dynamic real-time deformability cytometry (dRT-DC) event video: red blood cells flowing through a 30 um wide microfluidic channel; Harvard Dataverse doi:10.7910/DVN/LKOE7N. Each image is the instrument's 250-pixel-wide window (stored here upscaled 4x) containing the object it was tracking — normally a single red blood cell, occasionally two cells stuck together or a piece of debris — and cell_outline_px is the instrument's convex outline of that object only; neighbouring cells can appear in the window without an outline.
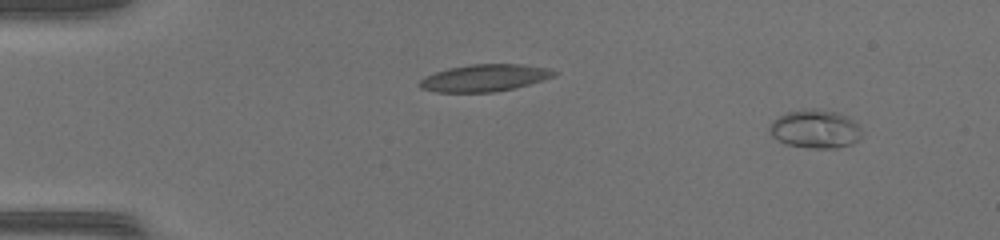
{"species": "common noctule bat (a hibernating species)", "species_latin": "Nyctalus noctula", "temperature_condition": "warm", "stored_images_in_passage": 48, "camera_frame_rate_fps": 3000, "um_per_image_px": 0.085, "animal": {"sex": "female", "body_mass_g": 17.0, "forearm_length_mm": 48.0}, "frame": {"image": 1, "passage_image": 4, "time_ms": 1.0, "image_size_px": [1000, 240], "cell_outline_px": [[860, 136], [852, 144], [836, 148], [808, 148], [784, 144], [776, 140], [772, 136], [768, 128], [772, 120], [788, 112], [812, 108], [816, 108], [836, 112], [848, 116], [856, 120], [860, 128]], "centroid_in_image_um": [69.28, 10.97], "position_along_channel_um": 15.7, "area_um2": 20.87}}
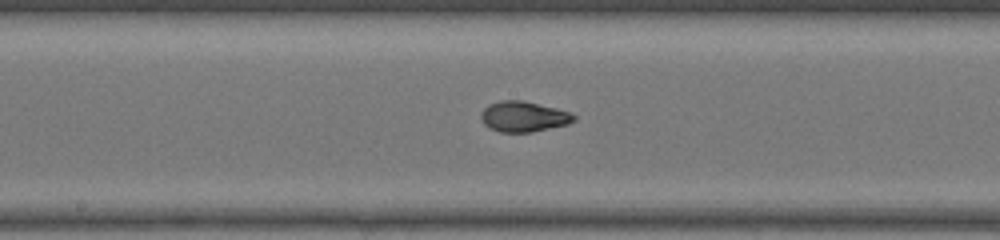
{"frame": {"image": 2, "passage_image": 26, "time_ms": 8.333, "image_size_px": [1000, 240], "cell_outline_px": [[576, 120], [568, 124], [532, 132], [500, 132], [488, 128], [484, 124], [480, 116], [484, 108], [488, 104], [500, 100], [520, 100], [556, 108], [568, 112], [576, 116]], "centroid_in_image_um": [44.48, 9.91], "position_along_channel_um": 203.7, "area_um2": 16.47}}
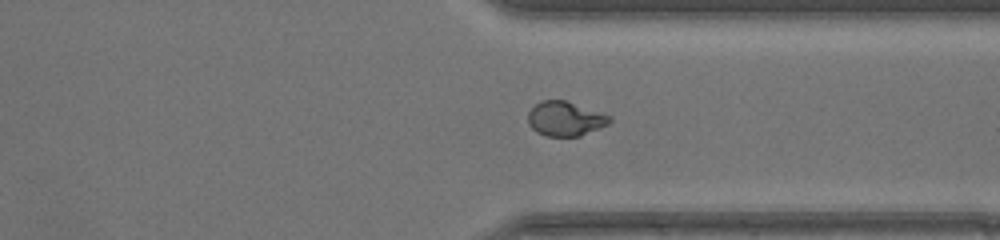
{"frame": {"image": 3, "passage_image": 37, "time_ms": 12.0, "image_size_px": [1000, 240], "cell_outline_px": [[612, 120], [608, 124], [600, 128], [580, 136], [544, 136], [536, 132], [528, 124], [528, 112], [540, 100], [564, 100], [612, 116]], "centroid_in_image_um": [48.03, 10.1], "position_along_channel_um": 363.4, "area_um2": 16.42}, "authors_computed_cell_mechanics": {"area_um2": 16.9354, "velocity_mm_per_s": 4.3696, "shape_relaxation_time_tau1_ms": 7.0678, "shape_relaxation_time_tau2_ms": 0.7129, "deformation_change_tau1": 0.255, "deformation_change_tau2": 0.0457}}